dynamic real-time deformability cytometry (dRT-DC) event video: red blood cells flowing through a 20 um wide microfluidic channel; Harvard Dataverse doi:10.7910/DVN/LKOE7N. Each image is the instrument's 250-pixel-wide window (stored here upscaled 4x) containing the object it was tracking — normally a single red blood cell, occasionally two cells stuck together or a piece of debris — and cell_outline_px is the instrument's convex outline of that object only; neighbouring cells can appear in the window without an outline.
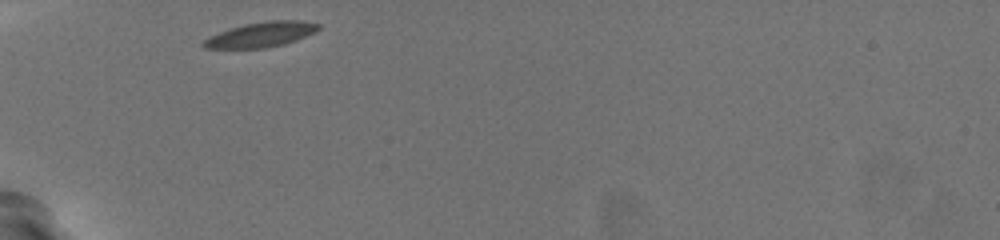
{"species": "common noctule bat (a hibernating species)", "species_latin": "Nyctalus noctula", "temperature_condition": "warm", "stored_images_in_passage": 29, "camera_frame_rate_fps": 3000, "um_per_image_px": 0.085, "animal": {"sex": "female", "body_mass_g": 19.5, "forearm_length_mm": 54.1}, "frame": {"image": 1, "passage_image": 1, "time_ms": 0.0, "image_size_px": [1000, 240], "cell_outline_px": [[320, 28], [316, 32], [296, 40], [284, 44], [264, 48], [204, 48], [200, 44], [208, 36], [244, 24], [268, 20], [300, 20], [320, 24]], "centroid_in_image_um": [22.21, 2.93], "position_along_channel_um": 62.8, "area_um2": 16.76}}
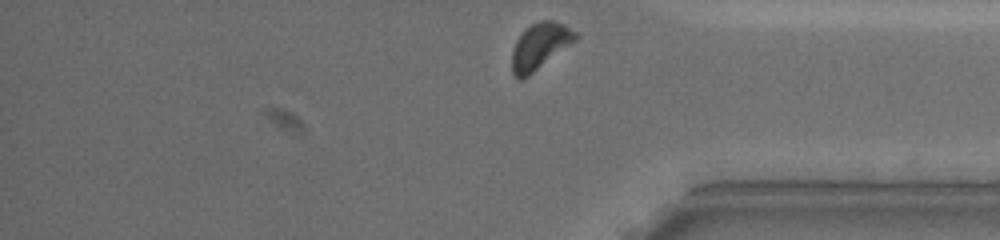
{"frame": {"image": 2, "passage_image": 29, "time_ms": 9.333, "image_size_px": [1000, 240], "cell_outline_px": [[580, 36], [576, 40], [528, 76], [520, 80], [512, 72], [512, 48], [516, 40], [532, 24], [540, 20], [552, 20], [564, 24], [576, 32]], "centroid_in_image_um": [45.9, 3.91], "position_along_channel_um": 389.3, "area_um2": 16.82}, "authors_computed_cell_mechanics": {"area_um2": 17.3978, "velocity_mm_per_s": 3.6925, "shape_relaxation_time_tau1_ms": 2.6597, "shape_relaxation_time_tau2_ms": 5.0907, "deformation_change_tau1": 0.1004, "deformation_change_tau2": 0.0952}}